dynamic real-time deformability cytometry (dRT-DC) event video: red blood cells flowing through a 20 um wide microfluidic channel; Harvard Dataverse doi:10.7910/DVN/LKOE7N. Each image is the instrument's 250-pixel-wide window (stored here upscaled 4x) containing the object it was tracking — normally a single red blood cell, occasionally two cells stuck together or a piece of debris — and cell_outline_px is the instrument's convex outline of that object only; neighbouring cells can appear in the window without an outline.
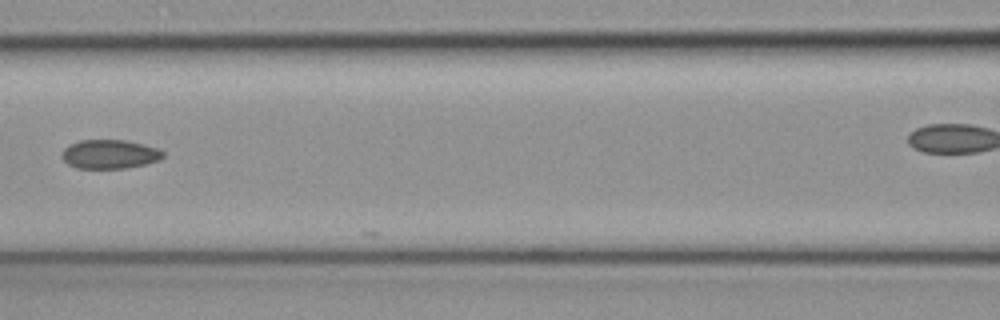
{"species": "common noctule bat (a hibernating species)", "species_latin": "Nyctalus noctula", "temperature_condition": "cold", "stored_images_in_passage": 7, "camera_frame_rate_fps": 3000, "um_per_image_px": 0.085, "animal": {"sex": "female", "body_mass_g": 19.3, "forearm_length_mm": 54.1}, "frame": {"image": 1, "passage_image": 5, "time_ms": 1.333, "image_size_px": [1000, 320], "cell_outline_px": [[164, 156], [160, 160], [144, 164], [124, 168], [76, 168], [68, 164], [60, 156], [64, 148], [68, 144], [80, 140], [124, 140], [156, 148], [164, 152]], "centroid_in_image_um": [9.27, 13.1], "position_along_channel_um": 157.3, "area_um2": 16.99}}